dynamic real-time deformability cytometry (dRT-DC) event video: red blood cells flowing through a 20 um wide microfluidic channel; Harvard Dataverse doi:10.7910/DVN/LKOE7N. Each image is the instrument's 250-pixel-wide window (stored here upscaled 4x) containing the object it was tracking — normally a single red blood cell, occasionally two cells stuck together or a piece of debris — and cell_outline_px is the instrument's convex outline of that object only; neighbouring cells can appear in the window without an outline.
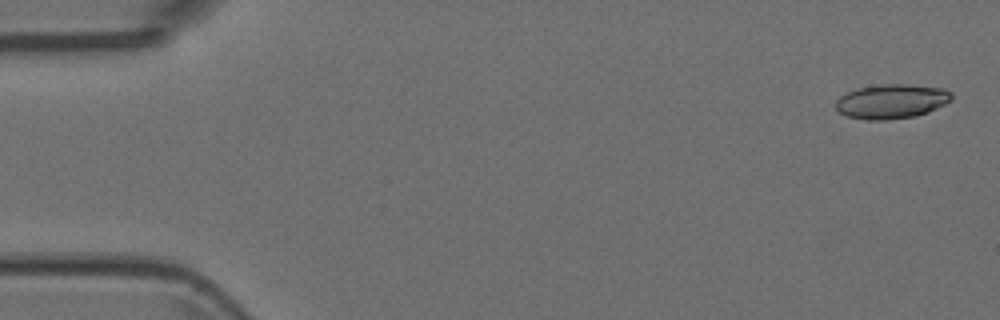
{"species": "Egyptian fruit bat (a non-hibernating species)", "species_latin": "Rousettus aegyptiacus", "temperature_condition": "room temperature", "stored_images_in_passage": 3, "camera_frame_rate_fps": 3000, "um_per_image_px": 0.085, "animal": {"sex": "female"}, "frame": {"image": 1, "passage_image": 1, "time_ms": 0.0, "image_size_px": [1000, 320], "cell_outline_px": [[952, 100], [928, 112], [916, 116], [888, 120], [868, 120], [848, 116], [840, 112], [836, 108], [836, 100], [840, 96], [856, 88], [880, 84], [908, 84], [944, 88], [952, 92]], "centroid_in_image_um": [75.8, 8.61], "position_along_channel_um": 9.2, "area_um2": 23.35}}